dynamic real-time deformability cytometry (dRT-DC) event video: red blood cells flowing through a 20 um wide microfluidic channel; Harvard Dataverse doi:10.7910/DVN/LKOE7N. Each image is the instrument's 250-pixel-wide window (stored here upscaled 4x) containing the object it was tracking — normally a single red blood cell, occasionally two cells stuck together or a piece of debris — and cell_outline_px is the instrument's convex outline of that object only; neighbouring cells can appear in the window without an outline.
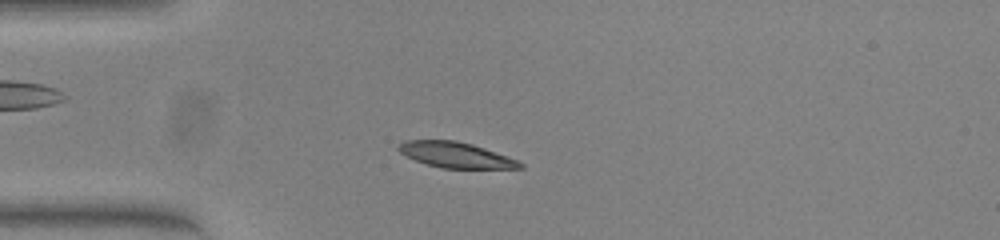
{"species": "common noctule bat (a hibernating species)", "species_latin": "Nyctalus noctula", "temperature_condition": "warm", "stored_images_in_passage": 49, "camera_frame_rate_fps": 3000, "um_per_image_px": 0.085, "animal": {"sex": "female", "body_mass_g": 23.0, "forearm_length_mm": 53.4}, "frame": {"image": 1, "passage_image": 9, "time_ms": 2.667, "image_size_px": [1000, 240], "cell_outline_px": [[524, 168], [444, 168], [428, 164], [416, 160], [400, 152], [396, 148], [404, 140], [456, 140], [472, 144], [484, 148], [516, 160], [524, 164]], "centroid_in_image_um": [38.72, 13.16], "position_along_channel_um": 46.3, "area_um2": 17.74}}
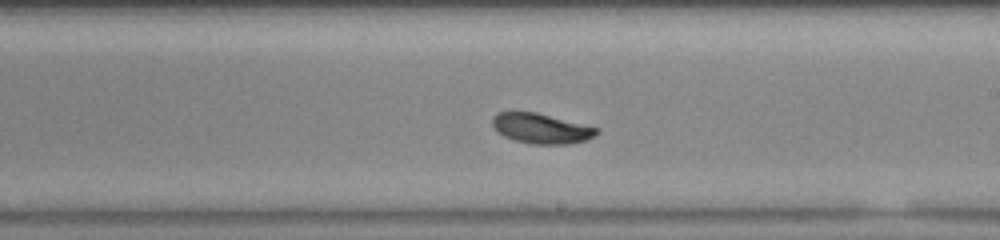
{"frame": {"image": 2, "passage_image": 26, "time_ms": 8.333, "image_size_px": [1000, 240], "cell_outline_px": [[600, 132], [596, 136], [584, 140], [568, 144], [532, 144], [516, 140], [504, 136], [492, 124], [492, 116], [496, 112], [536, 112], [600, 128]], "centroid_in_image_um": [46.04, 10.91], "position_along_channel_um": 243.0, "area_um2": 18.21}}
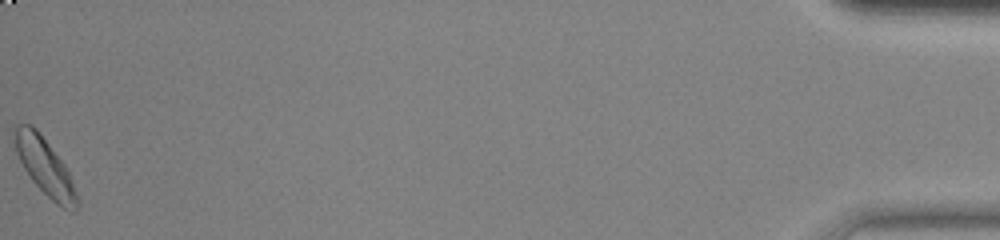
{"frame": {"image": 3, "passage_image": 49, "time_ms": 16.0, "image_size_px": [1000, 240], "cell_outline_px": [[80, 204], [76, 212], [72, 212], [56, 204], [32, 180], [24, 168], [16, 152], [16, 128], [20, 124], [32, 124], [36, 128], [68, 168], [80, 200]], "centroid_in_image_um": [3.91, 14.24], "position_along_channel_um": 431.3, "area_um2": 20.58}, "authors_computed_cell_mechanics": {"area_um2": 18.6116, "velocity_mm_per_s": 3.794, "shape_relaxation_time_tau1_ms": 2.9952, "shape_relaxation_time_tau2_ms": null, "deformation_change_tau1": 0.1061, "deformation_change_tau2": null}}